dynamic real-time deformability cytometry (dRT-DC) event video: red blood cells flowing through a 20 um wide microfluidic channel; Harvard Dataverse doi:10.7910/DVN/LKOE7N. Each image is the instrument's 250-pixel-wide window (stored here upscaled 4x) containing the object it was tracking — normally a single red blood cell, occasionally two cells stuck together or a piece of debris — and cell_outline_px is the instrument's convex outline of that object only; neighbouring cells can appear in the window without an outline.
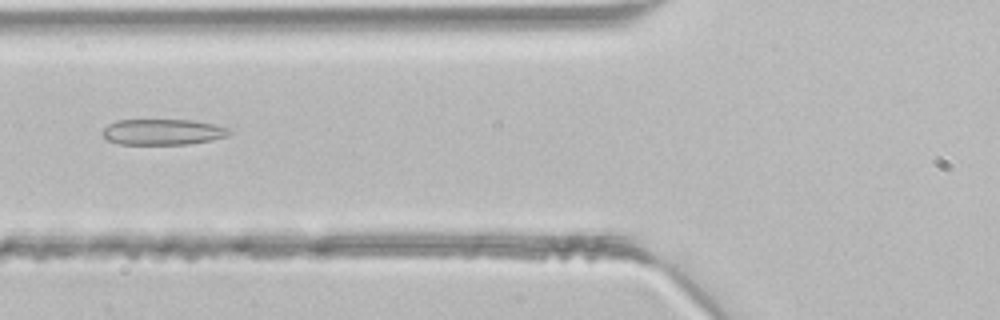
{"species": "common noctule bat (a hibernating species)", "species_latin": "Nyctalus noctula", "temperature_condition": "room temperature", "stored_images_in_passage": 3, "camera_frame_rate_fps": 3000, "um_per_image_px": 0.085, "animal": {"sex": "male", "body_mass_g": 21.5, "forearm_length_mm": 52.0}, "frame": {"image": 1, "passage_image": 3, "time_ms": 0.667, "image_size_px": [1000, 320], "cell_outline_px": [[232, 132], [228, 136], [212, 140], [188, 144], [120, 144], [108, 140], [104, 136], [104, 128], [108, 124], [116, 120], [192, 120], [212, 124], [228, 128]], "centroid_in_image_um": [13.86, 11.21], "position_along_channel_um": 111.9, "area_um2": 18.96}}